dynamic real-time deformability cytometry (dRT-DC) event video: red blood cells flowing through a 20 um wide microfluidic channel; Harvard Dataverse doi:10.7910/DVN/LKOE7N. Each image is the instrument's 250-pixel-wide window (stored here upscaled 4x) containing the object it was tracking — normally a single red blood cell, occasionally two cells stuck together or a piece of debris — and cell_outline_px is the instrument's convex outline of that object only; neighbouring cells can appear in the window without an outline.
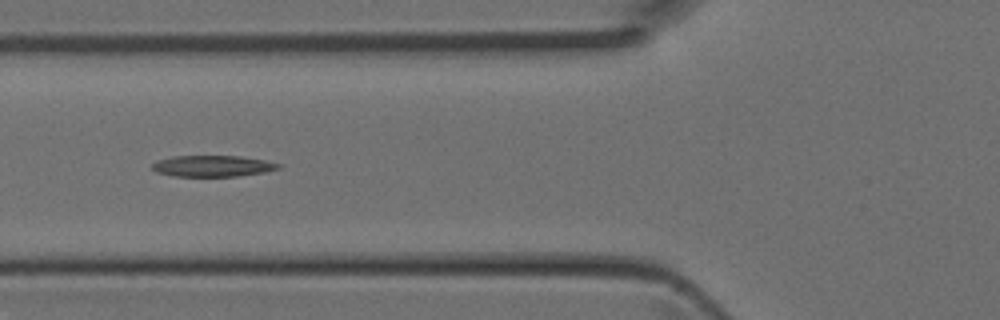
{"species": "Egyptian fruit bat (a non-hibernating species)", "species_latin": "Rousettus aegyptiacus", "temperature_condition": "room temperature", "stored_images_in_passage": 35, "camera_frame_rate_fps": 3000, "um_per_image_px": 0.085, "animal": {"sex": "female"}, "frame": {"image": 1, "passage_image": 8, "time_ms": 2.333, "image_size_px": [1000, 320], "cell_outline_px": [[280, 168], [264, 172], [236, 176], [176, 176], [156, 172], [152, 168], [152, 164], [156, 160], [172, 156], [240, 156], [264, 160], [280, 164]], "centroid_in_image_um": [18.04, 14.1], "position_along_channel_um": 107.8, "area_um2": 15.49}}
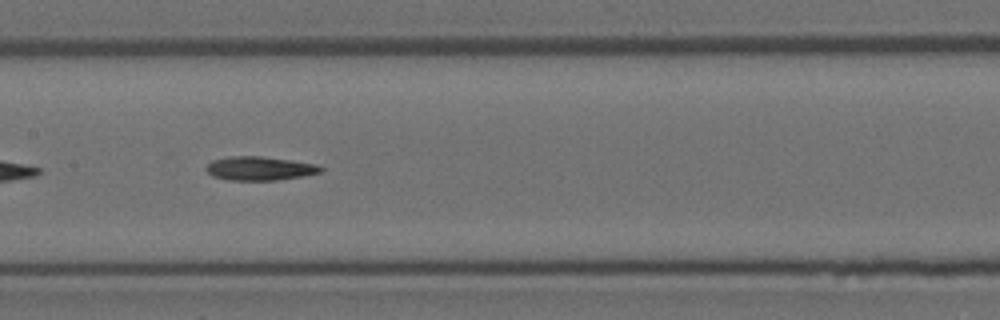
{"frame": {"image": 2, "passage_image": 13, "time_ms": 4.0, "image_size_px": [1000, 320], "cell_outline_px": [[324, 172], [304, 176], [276, 180], [228, 180], [212, 176], [204, 168], [212, 160], [228, 156], [260, 156], [292, 160], [316, 164], [324, 168]], "centroid_in_image_um": [22.09, 14.31], "position_along_channel_um": 185.3, "area_um2": 16.07}}
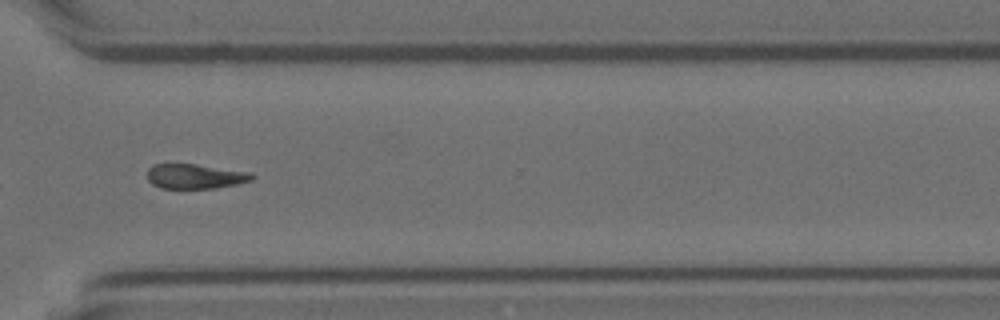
{"frame": {"image": 3, "passage_image": 24, "time_ms": 7.667, "image_size_px": [1000, 320], "cell_outline_px": [[256, 176], [252, 180], [236, 184], [216, 188], [160, 188], [152, 184], [148, 180], [148, 168], [152, 164], [196, 164], [252, 172]], "centroid_in_image_um": [16.61, 14.98], "position_along_channel_um": 354.0, "area_um2": 15.2}}